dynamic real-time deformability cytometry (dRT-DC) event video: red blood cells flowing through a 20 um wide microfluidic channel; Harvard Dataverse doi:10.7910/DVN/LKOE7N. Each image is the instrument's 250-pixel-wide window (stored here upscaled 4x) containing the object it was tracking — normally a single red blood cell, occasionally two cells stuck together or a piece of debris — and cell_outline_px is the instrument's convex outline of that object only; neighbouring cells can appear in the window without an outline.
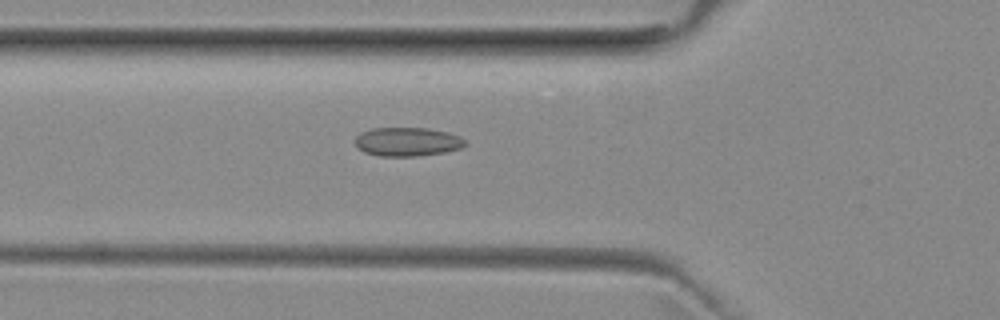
{"species": "common noctule bat (a hibernating species)", "species_latin": "Nyctalus noctula", "temperature_condition": "room temperature", "stored_images_in_passage": 52, "camera_frame_rate_fps": 3000, "um_per_image_px": 0.085, "animal": {"sex": "female", "body_mass_g": 29.2, "forearm_length_mm": 56.3}, "frame": {"image": 1, "passage_image": 18, "time_ms": 5.667, "image_size_px": [1000, 320], "cell_outline_px": [[468, 144], [460, 148], [444, 152], [416, 156], [380, 156], [364, 152], [356, 148], [356, 136], [360, 132], [372, 128], [428, 128], [448, 132], [460, 136]], "centroid_in_image_um": [34.61, 12.04], "position_along_channel_um": 91.2, "area_um2": 18.55}}
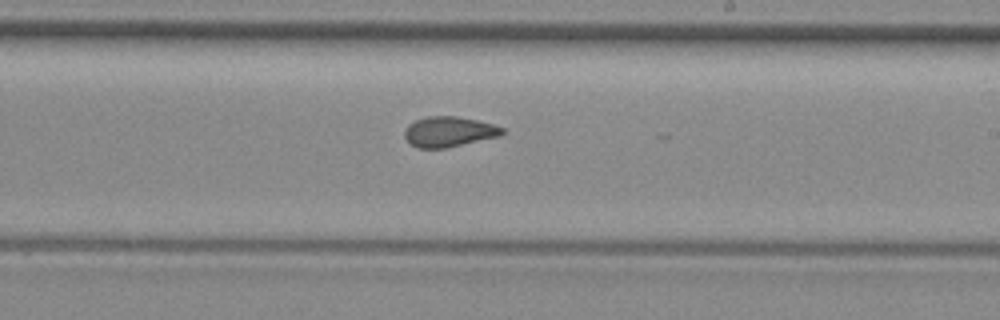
{"frame": {"image": 2, "passage_image": 30, "time_ms": 9.667, "image_size_px": [1000, 320], "cell_outline_px": [[504, 132], [500, 136], [444, 148], [416, 148], [408, 144], [404, 136], [404, 128], [408, 124], [416, 120], [428, 116], [456, 116], [476, 120], [492, 124], [504, 128]], "centroid_in_image_um": [38.1, 11.2], "position_along_channel_um": 250.9, "area_um2": 17.28}}
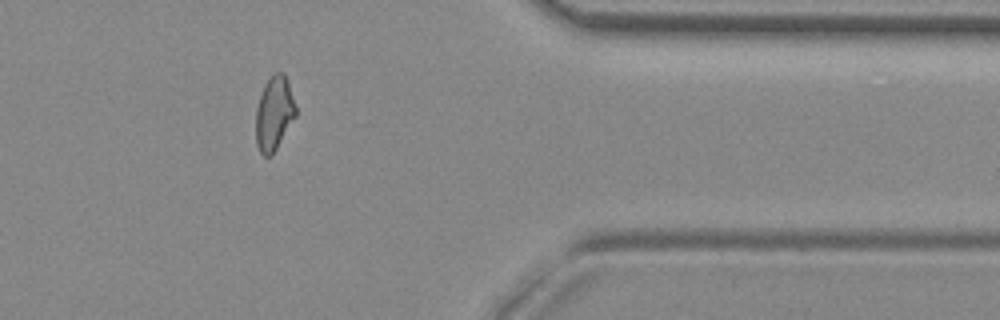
{"frame": {"image": 3, "passage_image": 42, "time_ms": 13.667, "image_size_px": [1000, 320], "cell_outline_px": [[296, 116], [272, 156], [264, 156], [260, 152], [256, 144], [256, 108], [264, 84], [276, 72], [284, 72], [288, 80], [296, 108]], "centroid_in_image_um": [23.3, 9.65], "position_along_channel_um": 388.1, "area_um2": 17.22}}